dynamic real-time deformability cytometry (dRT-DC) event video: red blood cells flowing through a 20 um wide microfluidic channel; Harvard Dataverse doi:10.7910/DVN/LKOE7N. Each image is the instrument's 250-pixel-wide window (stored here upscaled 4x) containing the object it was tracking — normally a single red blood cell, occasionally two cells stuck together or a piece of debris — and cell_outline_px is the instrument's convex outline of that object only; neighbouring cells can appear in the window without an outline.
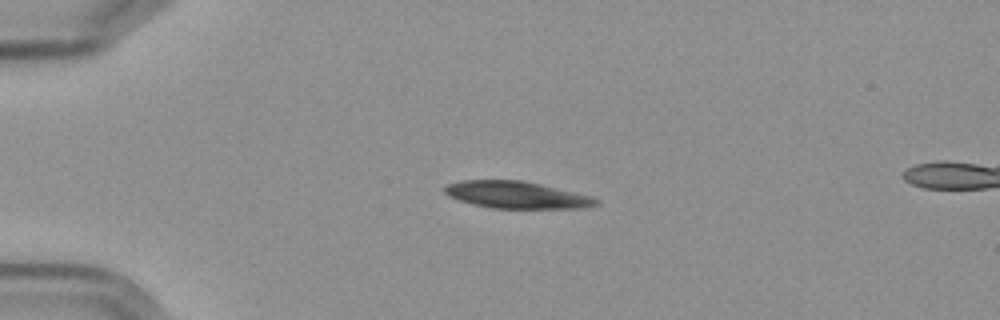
{"species": "Egyptian fruit bat (a non-hibernating species)", "species_latin": "Rousettus aegyptiacus", "temperature_condition": "cold", "stored_images_in_passage": 5, "camera_frame_rate_fps": 3000, "um_per_image_px": 0.085, "frame": {"image": 1, "passage_image": 3, "time_ms": 2.333, "image_size_px": [1000, 320], "cell_outline_px": [[600, 204], [584, 208], [492, 208], [472, 204], [448, 196], [444, 192], [444, 188], [448, 184], [460, 180], [520, 180], [540, 184], [592, 196], [600, 200]], "centroid_in_image_um": [43.93, 16.57], "position_along_channel_um": 41.1, "area_um2": 23.81}}
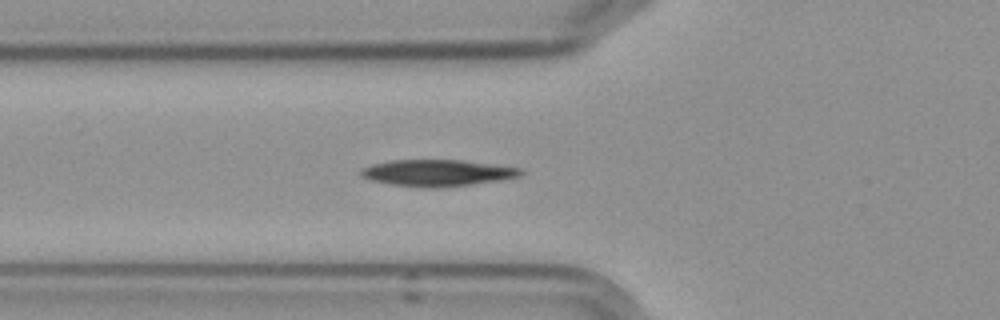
{"frame": {"image": 2, "passage_image": 5, "time_ms": 4.667, "image_size_px": [1000, 320], "cell_outline_px": [[524, 172], [520, 176], [500, 180], [472, 184], [432, 188], [424, 188], [392, 184], [372, 180], [360, 176], [360, 168], [372, 164], [392, 160], [464, 160], [520, 168]], "centroid_in_image_um": [37.16, 14.69], "position_along_channel_um": 88.6, "area_um2": 24.62}}